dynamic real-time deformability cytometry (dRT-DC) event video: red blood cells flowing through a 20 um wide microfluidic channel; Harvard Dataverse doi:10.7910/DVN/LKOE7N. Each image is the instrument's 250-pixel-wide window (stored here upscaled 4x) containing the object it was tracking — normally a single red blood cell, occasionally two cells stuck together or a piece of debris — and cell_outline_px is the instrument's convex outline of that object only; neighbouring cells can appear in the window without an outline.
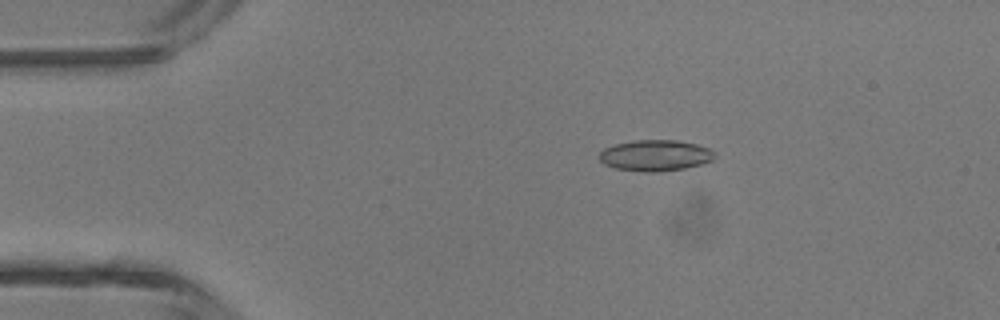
{"species": "common noctule bat (a hibernating species)", "species_latin": "Nyctalus noctula", "temperature_condition": "room temperature", "stored_images_in_passage": 5, "camera_frame_rate_fps": 3000, "um_per_image_px": 0.085, "animal": {"sex": "male", "body_mass_g": 13.3}, "frame": {"image": 1, "passage_image": 3, "time_ms": 0.667, "image_size_px": [1000, 320], "cell_outline_px": [[716, 156], [712, 160], [700, 164], [684, 168], [660, 172], [644, 172], [616, 168], [604, 164], [596, 156], [604, 148], [616, 144], [636, 140], [676, 140], [696, 144], [708, 148], [716, 152]], "centroid_in_image_um": [55.69, 13.21], "position_along_channel_um": 29.3, "area_um2": 20.92}}
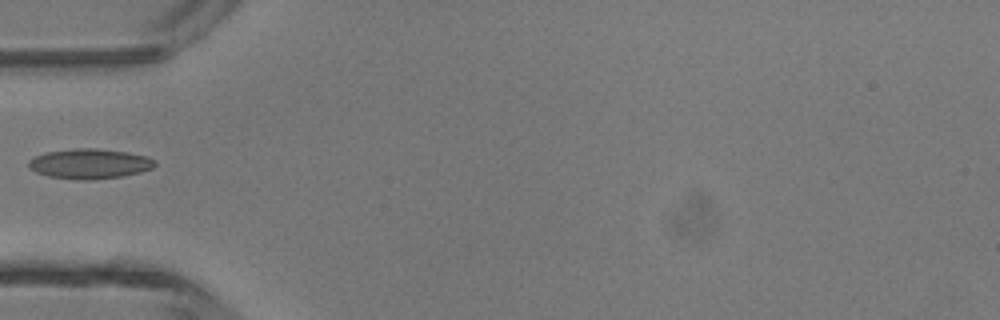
{"frame": {"image": 2, "passage_image": 5, "time_ms": 1.333, "image_size_px": [1000, 320], "cell_outline_px": [[156, 164], [152, 168], [140, 172], [120, 176], [84, 180], [48, 176], [36, 172], [28, 168], [28, 160], [44, 152], [76, 148], [96, 148], [128, 152], [148, 156], [156, 160]], "centroid_in_image_um": [7.61, 13.9], "position_along_channel_um": 77.4, "area_um2": 22.02}}